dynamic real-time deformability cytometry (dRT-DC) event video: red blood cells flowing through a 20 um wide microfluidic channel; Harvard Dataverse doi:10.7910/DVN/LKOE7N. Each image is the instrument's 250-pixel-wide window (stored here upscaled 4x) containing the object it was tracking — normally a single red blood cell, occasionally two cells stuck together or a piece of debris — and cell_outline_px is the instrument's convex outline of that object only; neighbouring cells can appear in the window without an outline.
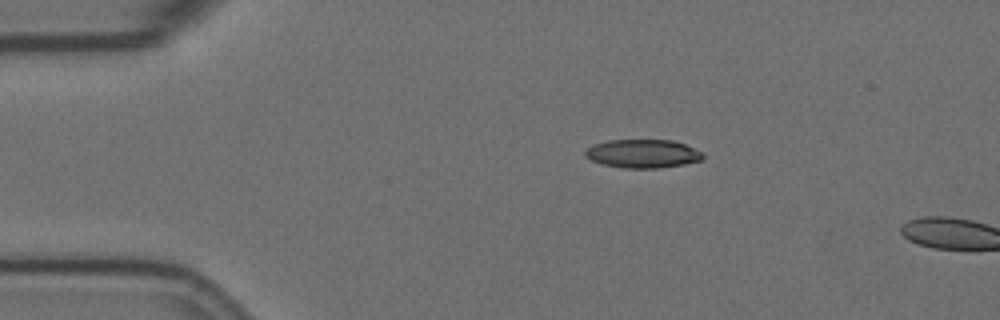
{"species": "Egyptian fruit bat (a non-hibernating species)", "species_latin": "Rousettus aegyptiacus", "temperature_condition": "room temperature", "stored_images_in_passage": 12, "camera_frame_rate_fps": 3000, "um_per_image_px": 0.085, "animal": {"sex": "female"}, "frame": {"image": 1, "passage_image": 10, "time_ms": 3.0, "image_size_px": [1000, 320], "cell_outline_px": [[704, 160], [684, 164], [660, 168], [624, 168], [604, 164], [592, 160], [584, 156], [584, 152], [588, 148], [596, 144], [608, 140], [672, 140], [684, 144], [700, 152], [704, 156]], "centroid_in_image_um": [54.64, 13.06], "position_along_channel_um": 30.4, "area_um2": 19.36}}